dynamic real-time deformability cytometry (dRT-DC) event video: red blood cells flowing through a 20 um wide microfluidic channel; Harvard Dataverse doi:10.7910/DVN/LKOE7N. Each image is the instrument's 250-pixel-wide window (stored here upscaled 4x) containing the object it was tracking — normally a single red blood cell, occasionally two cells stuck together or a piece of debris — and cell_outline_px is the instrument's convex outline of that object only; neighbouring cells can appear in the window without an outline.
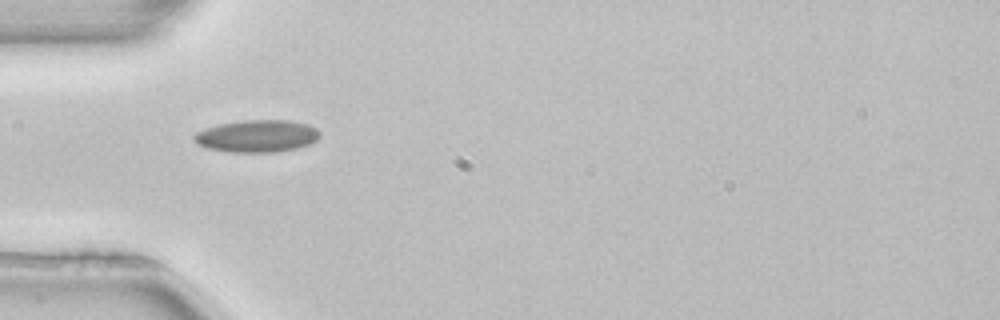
{"species": "common noctule bat (a hibernating species)", "species_latin": "Nyctalus noctula", "temperature_condition": "room temperature", "stored_images_in_passage": 52, "camera_frame_rate_fps": 3000, "um_per_image_px": 0.085, "animal": {"sex": "female", "body_mass_g": 22.7, "forearm_length_mm": 54.2}, "frame": {"image": 1, "passage_image": 16, "time_ms": 5.0, "image_size_px": [1000, 320], "cell_outline_px": [[320, 136], [316, 140], [308, 144], [296, 148], [272, 152], [232, 152], [208, 148], [200, 144], [192, 136], [196, 132], [204, 128], [216, 124], [244, 120], [288, 120], [308, 124], [316, 128], [320, 132]], "centroid_in_image_um": [21.85, 11.55], "position_along_channel_um": 63.2, "area_um2": 23.52}, "authors_computed_cell_mechanics": {"area_um2": 21.6172, "velocity_mm_per_s": 3.9566, "shape_relaxation_time_tau1_ms": null, "shape_relaxation_time_tau2_ms": 1.9273, "deformation_change_tau1": null, "deformation_change_tau2": 0.0771}}